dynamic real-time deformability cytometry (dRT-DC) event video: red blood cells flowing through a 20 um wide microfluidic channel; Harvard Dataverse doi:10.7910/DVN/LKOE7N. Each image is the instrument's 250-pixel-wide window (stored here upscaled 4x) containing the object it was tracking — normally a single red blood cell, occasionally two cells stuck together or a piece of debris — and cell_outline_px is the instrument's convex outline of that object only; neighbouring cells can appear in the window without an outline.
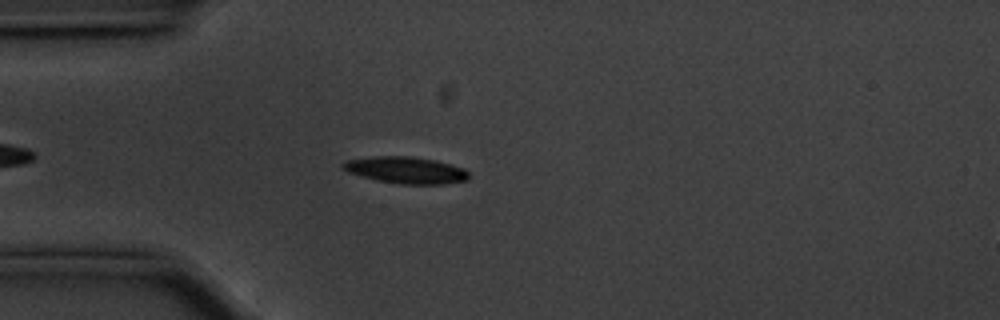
{"species": "common noctule bat (a hibernating species)", "species_latin": "Nyctalus noctula", "temperature_condition": "cold", "stored_images_in_passage": 48, "camera_frame_rate_fps": 3000, "um_per_image_px": 0.085, "animal": {"sex": "male", "body_mass_g": 20.1, "forearm_length_mm": 53.5}, "frame": {"image": 1, "passage_image": 7, "time_ms": 2.0, "image_size_px": [1000, 320], "cell_outline_px": [[468, 180], [444, 184], [400, 184], [376, 180], [348, 172], [340, 168], [340, 164], [344, 160], [372, 156], [408, 156], [436, 160], [464, 168], [468, 172]], "centroid_in_image_um": [34.45, 14.45], "position_along_channel_um": 50.5, "area_um2": 19.77}}
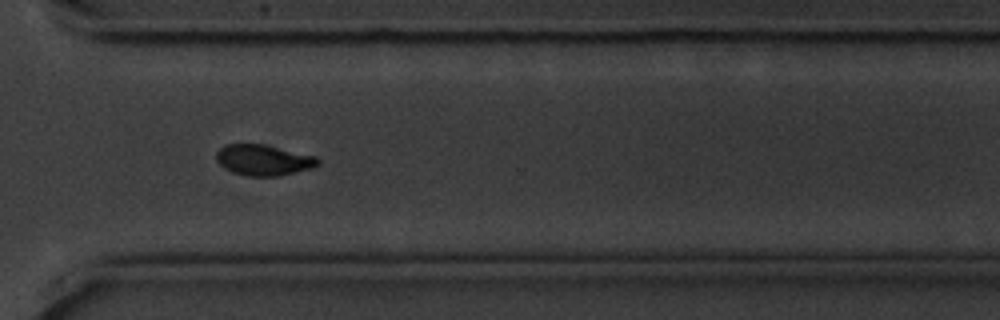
{"frame": {"image": 2, "passage_image": 33, "time_ms": 10.667, "image_size_px": [1000, 320], "cell_outline_px": [[320, 164], [312, 168], [276, 176], [248, 176], [232, 172], [224, 168], [216, 160], [216, 152], [224, 144], [260, 144], [316, 156], [320, 160]], "centroid_in_image_um": [22.37, 13.6], "position_along_channel_um": 348.2, "area_um2": 18.09}}
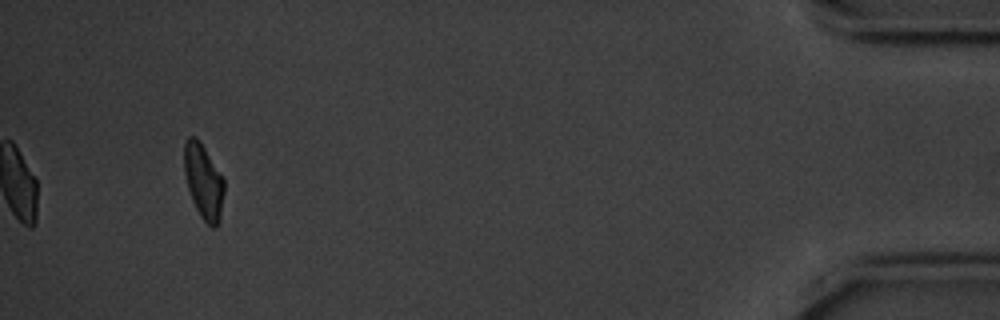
{"frame": {"image": 3, "passage_image": 45, "time_ms": 14.667, "image_size_px": [1000, 320], "cell_outline_px": [[224, 192], [220, 220], [216, 228], [212, 228], [200, 216], [192, 200], [188, 188], [184, 172], [184, 144], [188, 136], [196, 136], [204, 148], [224, 180]], "centroid_in_image_um": [17.29, 15.45], "position_along_channel_um": 417.9, "area_um2": 17.28}, "authors_computed_cell_mechanics": {"area_um2": 18.3804, "velocity_mm_per_s": 3.5409, "shape_relaxation_time_tau1_ms": 2.301, "shape_relaxation_time_tau2_ms": 9.2691, "deformation_change_tau1": 0.1232, "deformation_change_tau2": 0.1422}}